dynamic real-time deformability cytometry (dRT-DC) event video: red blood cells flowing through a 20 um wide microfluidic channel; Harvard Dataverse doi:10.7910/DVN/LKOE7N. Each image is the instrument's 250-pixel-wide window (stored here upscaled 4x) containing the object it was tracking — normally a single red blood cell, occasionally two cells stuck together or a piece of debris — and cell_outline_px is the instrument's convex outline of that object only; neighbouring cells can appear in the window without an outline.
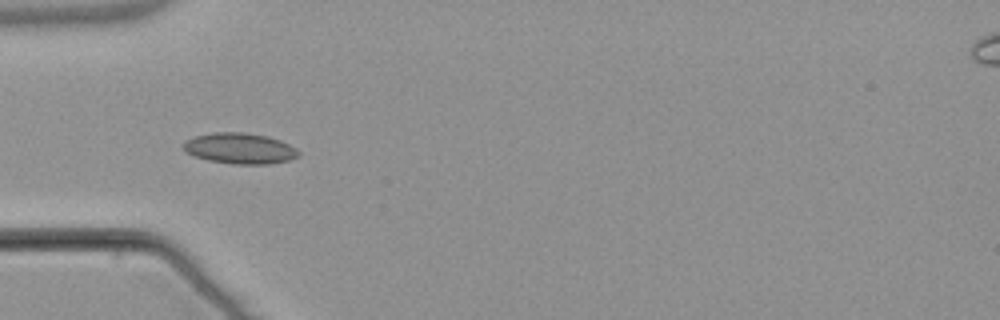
{"species": "common noctule bat (a hibernating species)", "species_latin": "Nyctalus noctula", "temperature_condition": "warm", "stored_images_in_passage": 28, "camera_frame_rate_fps": 3000, "um_per_image_px": 0.085, "animal": {"sex": "male", "body_mass_g": 21.5, "forearm_length_mm": 52.0}, "frame": {"image": 1, "passage_image": 5, "time_ms": 1.333, "image_size_px": [1000, 320], "cell_outline_px": [[300, 156], [288, 160], [268, 164], [232, 164], [208, 160], [196, 156], [188, 152], [184, 148], [184, 140], [196, 136], [212, 132], [244, 132], [268, 136], [280, 140], [296, 148], [300, 152]], "centroid_in_image_um": [20.42, 12.61], "position_along_channel_um": 64.6, "area_um2": 20.63}}